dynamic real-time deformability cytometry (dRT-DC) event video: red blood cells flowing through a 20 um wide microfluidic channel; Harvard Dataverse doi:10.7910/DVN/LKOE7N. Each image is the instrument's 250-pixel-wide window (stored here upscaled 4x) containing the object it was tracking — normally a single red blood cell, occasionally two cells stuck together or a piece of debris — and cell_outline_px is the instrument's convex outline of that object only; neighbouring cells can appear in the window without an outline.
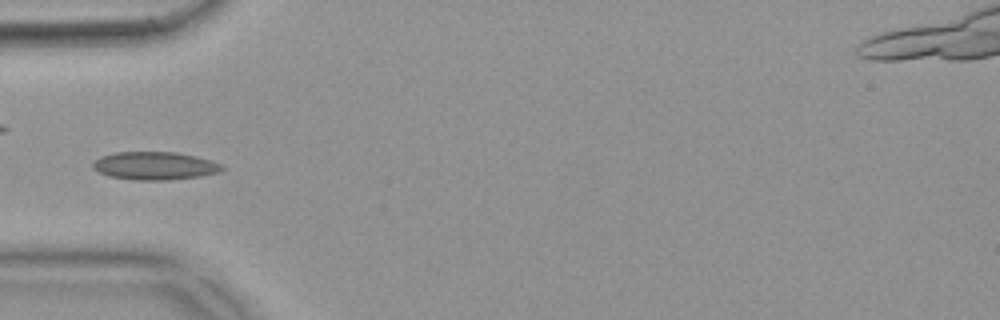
{"species": "common noctule bat (a hibernating species)", "species_latin": "Nyctalus noctula", "temperature_condition": "warm", "stored_images_in_passage": 37, "camera_frame_rate_fps": 3000, "um_per_image_px": 0.085, "animal": {"sex": "female", "body_mass_g": 18.4}, "frame": {"image": 1, "passage_image": 1, "time_ms": 0.0, "image_size_px": [1000, 320], "cell_outline_px": [[224, 168], [220, 172], [200, 176], [168, 180], [136, 180], [108, 176], [92, 168], [92, 164], [100, 156], [116, 152], [176, 152], [196, 156], [212, 160], [220, 164]], "centroid_in_image_um": [13.16, 14.09], "position_along_channel_um": 71.8, "area_um2": 21.1}}
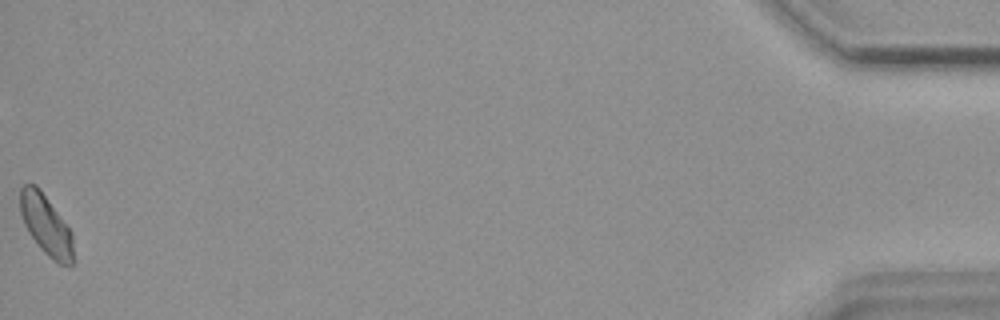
{"frame": {"image": 2, "passage_image": 37, "time_ms": 12.0, "image_size_px": [1000, 320], "cell_outline_px": [[72, 268], [60, 264], [52, 260], [40, 248], [28, 232], [24, 224], [20, 212], [20, 188], [24, 184], [36, 184], [40, 188], [72, 232]], "centroid_in_image_um": [3.9, 19.12], "position_along_channel_um": 431.3, "area_um2": 18.67}}